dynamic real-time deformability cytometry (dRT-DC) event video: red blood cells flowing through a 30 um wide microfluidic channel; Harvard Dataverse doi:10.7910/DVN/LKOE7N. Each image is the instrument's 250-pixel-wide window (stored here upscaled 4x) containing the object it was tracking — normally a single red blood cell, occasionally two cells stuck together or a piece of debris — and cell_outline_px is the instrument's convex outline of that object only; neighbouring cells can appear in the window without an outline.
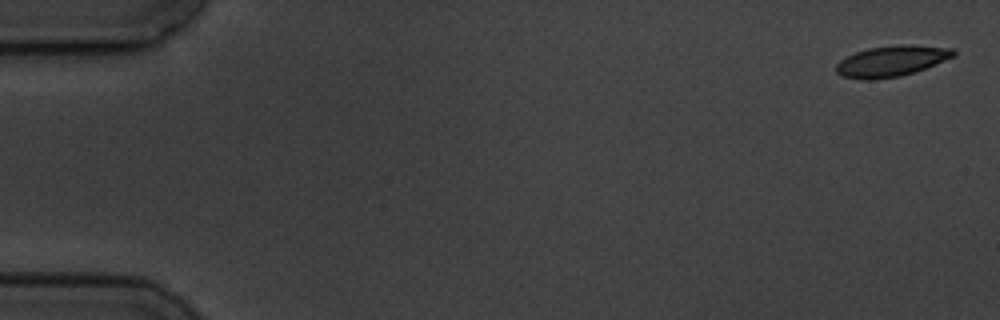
{"species": "common noctule bat (a hibernating species)", "species_latin": "Nyctalus noctula", "temperature_condition": "cold", "stored_images_in_passage": 5, "camera_frame_rate_fps": 3000, "um_per_image_px": 0.085, "animal": {"sex": "male", "body_mass_g": 19.5, "forearm_length_mm": 54.6}, "frame": {"image": 1, "passage_image": 1, "time_ms": 0.0, "image_size_px": [1000, 320], "cell_outline_px": [[956, 56], [916, 72], [900, 76], [868, 80], [860, 80], [844, 76], [836, 72], [836, 64], [840, 60], [856, 52], [868, 48], [900, 44], [908, 44], [952, 48], [956, 52]], "centroid_in_image_um": [75.81, 5.19], "position_along_channel_um": 9.2, "area_um2": 21.15}}
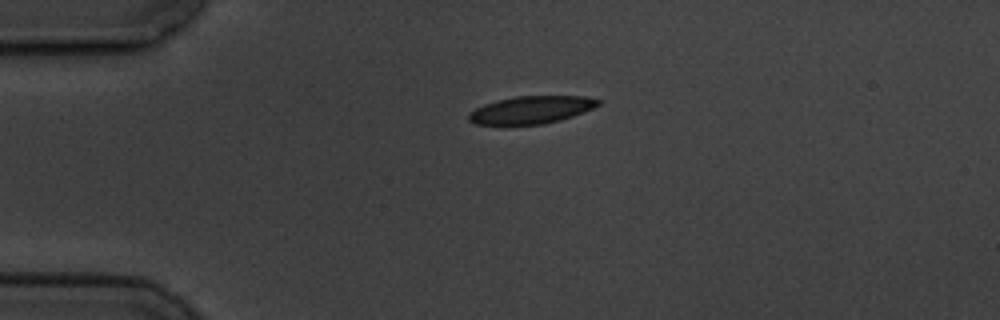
{"frame": {"image": 2, "passage_image": 4, "time_ms": 4.0, "image_size_px": [1000, 320], "cell_outline_px": [[600, 104], [584, 112], [560, 120], [544, 124], [476, 124], [468, 120], [468, 112], [484, 104], [496, 100], [516, 96], [584, 96], [600, 100]], "centroid_in_image_um": [45.14, 9.33], "position_along_channel_um": 39.9, "area_um2": 20.69}}